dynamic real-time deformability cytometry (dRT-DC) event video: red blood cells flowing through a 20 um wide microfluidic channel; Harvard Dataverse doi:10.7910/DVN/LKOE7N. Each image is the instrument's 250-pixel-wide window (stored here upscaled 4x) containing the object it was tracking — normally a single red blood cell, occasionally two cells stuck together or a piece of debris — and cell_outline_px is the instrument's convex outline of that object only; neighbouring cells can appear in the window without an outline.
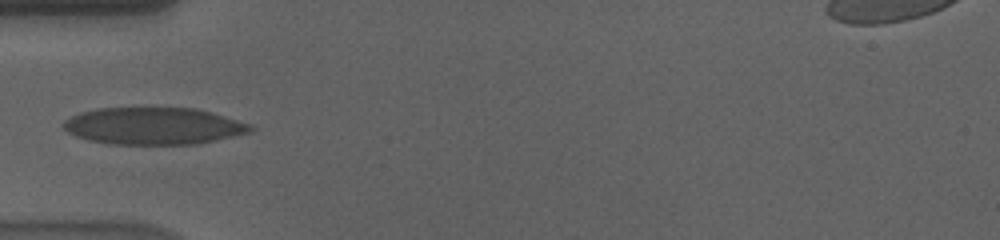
{"species": "human", "species_latin": "Homo sapiens", "temperature_condition": "cold", "stored_images_in_passage": 39, "camera_frame_rate_fps": 3000, "um_per_image_px": 0.085, "donor": {"sex": "male"}, "frame": {"image": 1, "passage_image": 1, "time_ms": 0.0, "image_size_px": [1000, 240], "cell_outline_px": [[256, 128], [252, 132], [196, 144], [108, 144], [88, 140], [76, 136], [68, 132], [60, 124], [64, 120], [80, 112], [96, 108], [196, 108], [252, 124]], "centroid_in_image_um": [13.04, 10.71], "position_along_channel_um": 72.0, "area_um2": 40.52}}
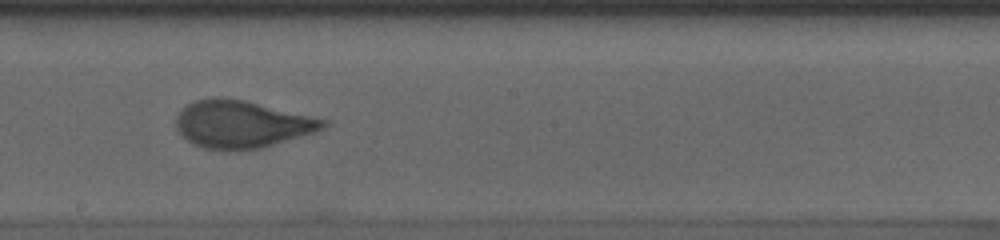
{"frame": {"image": 2, "passage_image": 14, "time_ms": 4.333, "image_size_px": [1000, 240], "cell_outline_px": [[328, 124], [324, 128], [316, 132], [264, 148], [236, 152], [204, 148], [192, 144], [180, 136], [176, 128], [176, 116], [180, 108], [192, 100], [212, 96], [220, 96], [244, 100], [328, 120]], "centroid_in_image_um": [20.49, 10.57], "position_along_channel_um": 227.7, "area_um2": 41.67}}
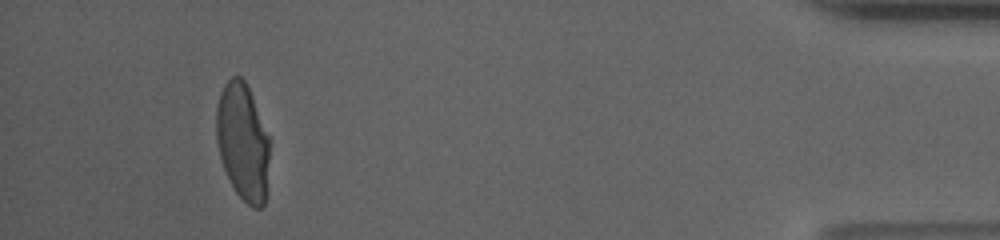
{"frame": {"image": 3, "passage_image": 35, "time_ms": 11.333, "image_size_px": [1000, 240], "cell_outline_px": [[268, 160], [264, 204], [260, 208], [252, 208], [236, 192], [224, 168], [220, 156], [216, 140], [216, 108], [220, 92], [224, 84], [232, 76], [240, 76], [244, 80], [252, 96], [268, 136]], "centroid_in_image_um": [20.6, 12.03], "position_along_channel_um": 414.6, "area_um2": 35.72}, "authors_computed_cell_mechanics": {"area_um2": 39.593, "velocity_mm_per_s": 3.5852, "shape_relaxation_time_tau1_ms": 5.3544, "shape_relaxation_time_tau2_ms": null, "deformation_change_tau1": 0.1914, "deformation_change_tau2": null}}